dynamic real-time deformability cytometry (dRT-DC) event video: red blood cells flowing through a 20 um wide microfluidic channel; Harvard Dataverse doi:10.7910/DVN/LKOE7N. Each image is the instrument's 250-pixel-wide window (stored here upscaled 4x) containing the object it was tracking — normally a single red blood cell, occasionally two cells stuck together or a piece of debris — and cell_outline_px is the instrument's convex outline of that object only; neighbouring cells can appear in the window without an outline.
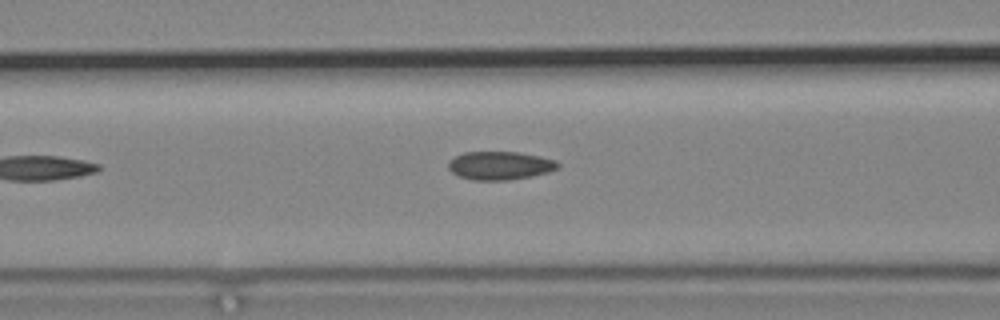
{"species": "common noctule bat (a hibernating species)", "species_latin": "Nyctalus noctula", "temperature_condition": "cold", "stored_images_in_passage": 5, "camera_frame_rate_fps": 3000, "um_per_image_px": 0.085, "animal": {"sex": "male", "body_mass_g": 19.2, "forearm_length_mm": 51.8}, "frame": {"image": 1, "passage_image": 4, "time_ms": 3.667, "image_size_px": [1000, 320], "cell_outline_px": [[560, 168], [548, 172], [532, 176], [508, 180], [472, 180], [460, 176], [452, 172], [448, 168], [448, 164], [456, 156], [464, 152], [520, 152], [540, 156], [556, 160], [560, 164]], "centroid_in_image_um": [42.55, 14.07], "position_along_channel_um": 124.1, "area_um2": 18.09}}
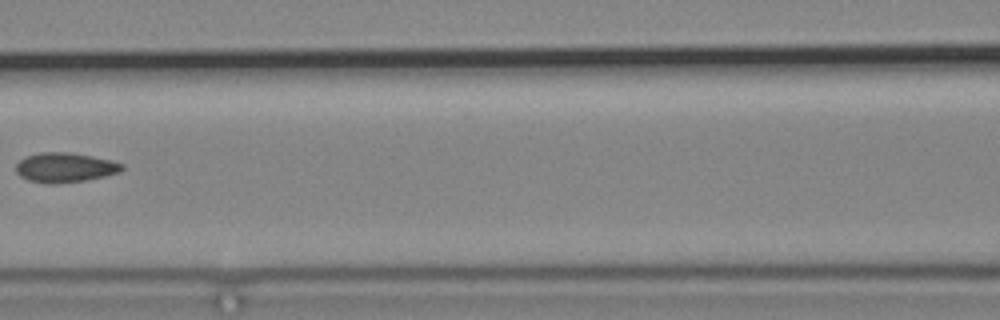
{"frame": {"image": 2, "passage_image": 5, "time_ms": 4.667, "image_size_px": [1000, 320], "cell_outline_px": [[124, 168], [120, 172], [104, 176], [84, 180], [56, 184], [28, 180], [20, 176], [16, 172], [16, 164], [24, 156], [40, 152], [68, 152], [92, 156], [112, 160], [124, 164]], "centroid_in_image_um": [5.52, 14.22], "position_along_channel_um": 161.1, "area_um2": 18.32}}